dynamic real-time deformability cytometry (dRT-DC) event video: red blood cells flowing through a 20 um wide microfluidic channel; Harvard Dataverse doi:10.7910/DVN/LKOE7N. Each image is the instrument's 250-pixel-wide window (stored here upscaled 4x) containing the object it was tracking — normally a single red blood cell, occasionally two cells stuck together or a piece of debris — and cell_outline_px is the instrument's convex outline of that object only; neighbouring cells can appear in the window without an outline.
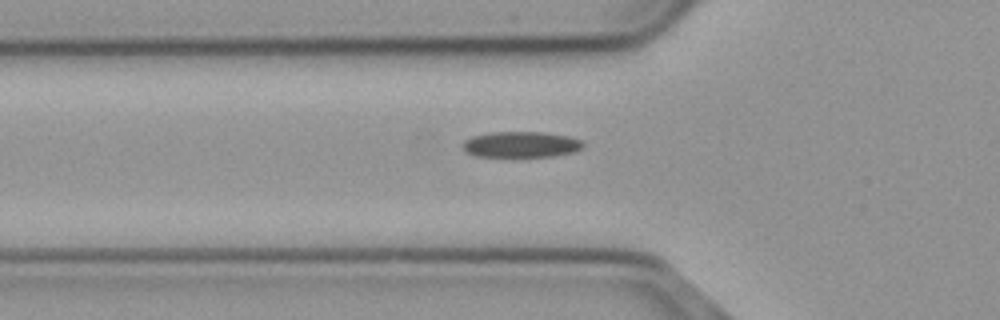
{"species": "common noctule bat (a hibernating species)", "species_latin": "Nyctalus noctula", "temperature_condition": "cold", "stored_images_in_passage": 32, "camera_frame_rate_fps": 3000, "um_per_image_px": 0.085, "animal": {"sex": "male", "body_mass_g": 23.1, "forearm_length_mm": 52.7}, "frame": {"image": 1, "passage_image": 2, "time_ms": 0.333, "image_size_px": [1000, 320], "cell_outline_px": [[584, 144], [580, 148], [572, 152], [552, 156], [476, 156], [464, 152], [464, 140], [472, 136], [492, 132], [544, 132], [568, 136], [580, 140]], "centroid_in_image_um": [44.25, 12.27], "position_along_channel_um": 81.5, "area_um2": 17.92}}
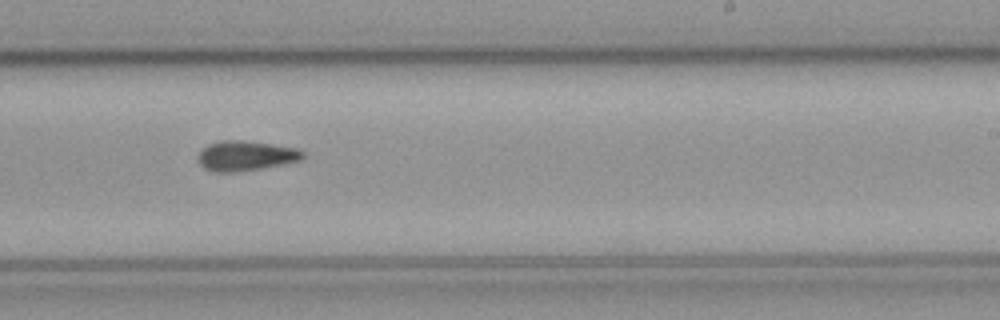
{"frame": {"image": 2, "passage_image": 17, "time_ms": 5.333, "image_size_px": [1000, 320], "cell_outline_px": [[304, 156], [296, 160], [280, 164], [260, 168], [236, 172], [216, 172], [204, 168], [196, 160], [200, 148], [208, 144], [220, 140], [244, 140], [296, 148], [304, 152]], "centroid_in_image_um": [20.77, 13.23], "position_along_channel_um": 268.2, "area_um2": 18.15}}
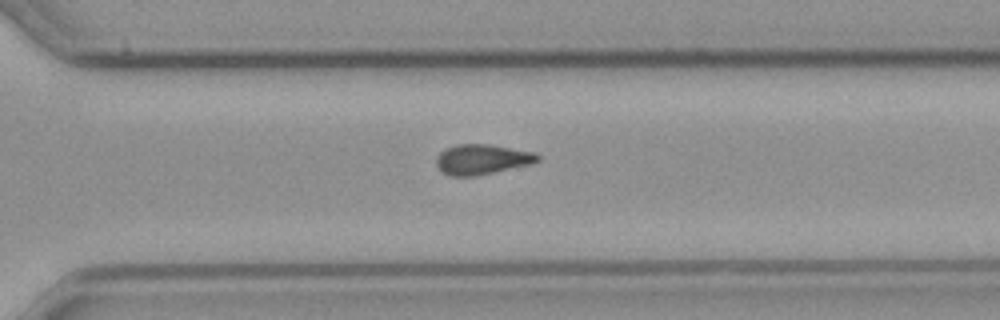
{"frame": {"image": 3, "passage_image": 22, "time_ms": 7.0, "image_size_px": [1000, 320], "cell_outline_px": [[540, 160], [532, 164], [472, 176], [448, 176], [436, 164], [436, 156], [440, 152], [456, 144], [488, 144], [536, 152], [540, 156]], "centroid_in_image_um": [40.99, 13.53], "position_along_channel_um": 329.6, "area_um2": 17.69}}